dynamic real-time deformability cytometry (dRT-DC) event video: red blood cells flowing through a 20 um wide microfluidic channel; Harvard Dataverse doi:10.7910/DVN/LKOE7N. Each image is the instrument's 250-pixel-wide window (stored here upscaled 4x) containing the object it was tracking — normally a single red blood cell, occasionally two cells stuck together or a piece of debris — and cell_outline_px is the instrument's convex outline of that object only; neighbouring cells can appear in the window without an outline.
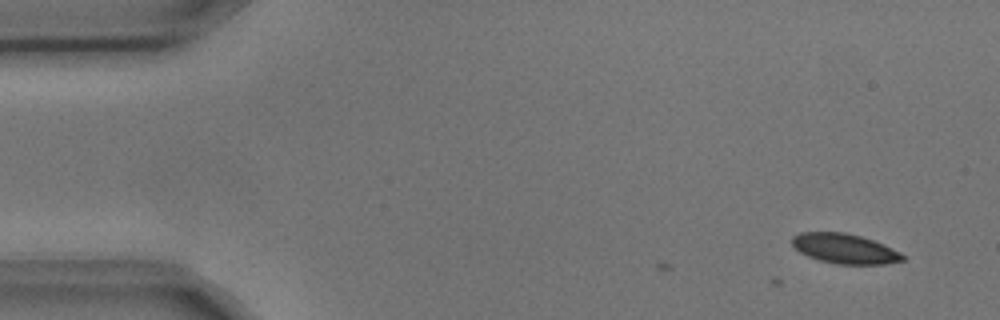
{"species": "common noctule bat (a hibernating species)", "species_latin": "Nyctalus noctula", "temperature_condition": "cold", "stored_images_in_passage": 2, "camera_frame_rate_fps": 3000, "um_per_image_px": 0.085, "animal": {"sex": "male", "body_mass_g": 17.9, "forearm_length_mm": 54.2}, "frame": {"image": 1, "passage_image": 2, "time_ms": 0.333, "image_size_px": [1000, 320], "cell_outline_px": [[904, 260], [884, 264], [836, 264], [820, 260], [808, 256], [800, 252], [792, 244], [792, 236], [800, 232], [844, 232], [860, 236], [872, 240], [900, 252], [904, 256]], "centroid_in_image_um": [71.77, 21.13], "position_along_channel_um": 13.2, "area_um2": 19.02}}